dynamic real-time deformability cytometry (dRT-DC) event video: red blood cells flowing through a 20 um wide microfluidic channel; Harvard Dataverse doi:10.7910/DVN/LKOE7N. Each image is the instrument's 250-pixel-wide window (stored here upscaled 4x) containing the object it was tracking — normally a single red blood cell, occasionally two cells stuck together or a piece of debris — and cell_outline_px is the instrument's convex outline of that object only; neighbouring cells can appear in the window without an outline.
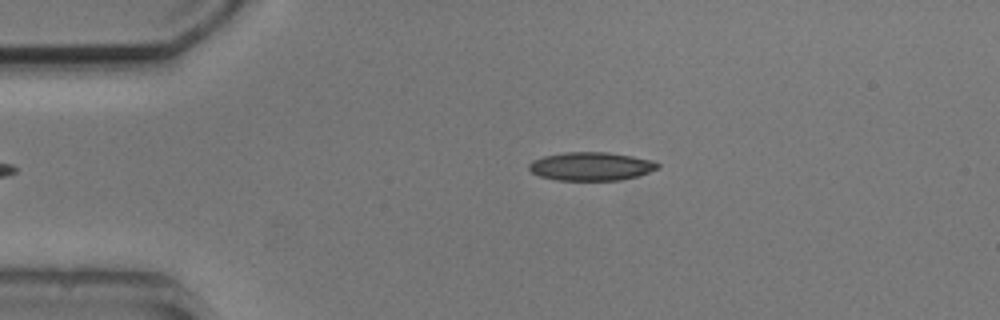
{"species": "common noctule bat (a hibernating species)", "species_latin": "Nyctalus noctula", "temperature_condition": "cold", "stored_images_in_passage": 3, "camera_frame_rate_fps": 3000, "um_per_image_px": 0.085, "animal": {"sex": "male", "body_mass_g": 20.5, "forearm_length_mm": 52.5}, "frame": {"image": 1, "passage_image": 3, "time_ms": 3.667, "image_size_px": [1000, 320], "cell_outline_px": [[660, 168], [636, 176], [620, 180], [556, 180], [540, 176], [532, 172], [528, 168], [528, 164], [532, 160], [544, 156], [564, 152], [608, 152], [656, 160], [660, 164]], "centroid_in_image_um": [50.26, 14.13], "position_along_channel_um": 34.7, "area_um2": 21.44}}